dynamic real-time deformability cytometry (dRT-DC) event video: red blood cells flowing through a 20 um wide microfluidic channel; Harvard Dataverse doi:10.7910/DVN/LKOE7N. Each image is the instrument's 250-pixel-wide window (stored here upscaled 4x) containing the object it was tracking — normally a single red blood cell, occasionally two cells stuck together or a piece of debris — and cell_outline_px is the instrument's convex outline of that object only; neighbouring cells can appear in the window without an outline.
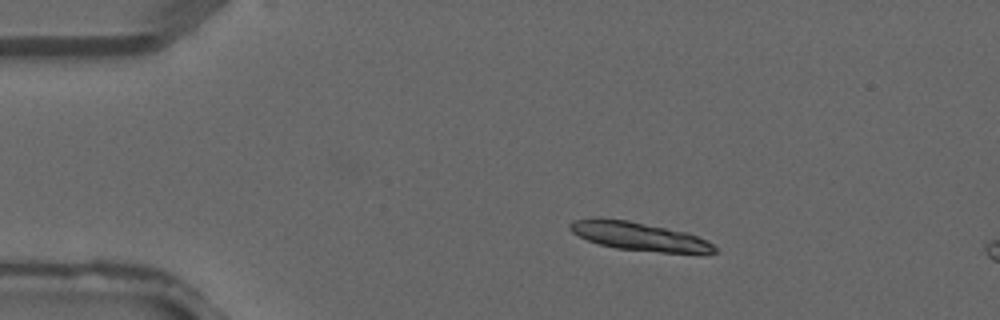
{"species": "common noctule bat (a hibernating species)", "species_latin": "Nyctalus noctula", "temperature_condition": "warm", "stored_images_in_passage": 4, "segment_of_instrument_passage": [1, 2], "camera_frame_rate_fps": 3000, "um_per_image_px": 0.085, "animal": {"sex": "male", "forearm_length_mm": 52.5}, "frame": {"image": 1, "passage_image": 2, "time_ms": 0.333, "image_size_px": [1000, 320], "cell_outline_px": [[716, 252], [660, 252], [616, 248], [600, 244], [588, 240], [572, 232], [568, 228], [568, 224], [572, 220], [596, 216], [600, 216], [628, 220], [688, 232], [708, 240], [716, 248]], "centroid_in_image_um": [54.24, 20.04], "position_along_channel_um": 30.8, "area_um2": 24.04}}